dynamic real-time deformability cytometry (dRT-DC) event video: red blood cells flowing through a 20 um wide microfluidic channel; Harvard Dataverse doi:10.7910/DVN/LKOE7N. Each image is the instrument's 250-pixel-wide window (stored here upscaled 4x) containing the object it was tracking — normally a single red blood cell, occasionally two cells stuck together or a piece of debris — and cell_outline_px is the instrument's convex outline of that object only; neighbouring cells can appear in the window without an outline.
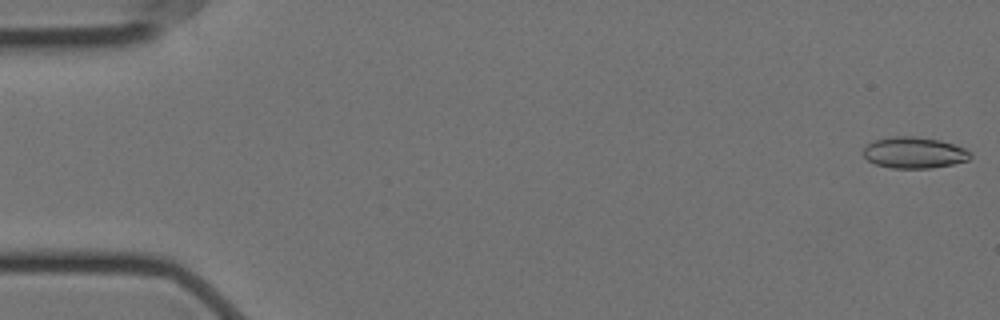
{"species": "Egyptian fruit bat (a non-hibernating species)", "species_latin": "Rousettus aegyptiacus", "temperature_condition": "cold", "stored_images_in_passage": 58, "camera_frame_rate_fps": 3000, "um_per_image_px": 0.085, "animal": {"sex": "female"}, "frame": {"image": 1, "passage_image": 1, "time_ms": 0.0, "image_size_px": [1000, 320], "cell_outline_px": [[972, 156], [968, 160], [952, 164], [932, 168], [892, 168], [876, 164], [868, 160], [864, 156], [864, 148], [868, 144], [876, 140], [892, 136], [912, 136], [940, 140], [964, 148], [972, 152]], "centroid_in_image_um": [77.73, 12.98], "position_along_channel_um": 7.3, "area_um2": 19.36}}
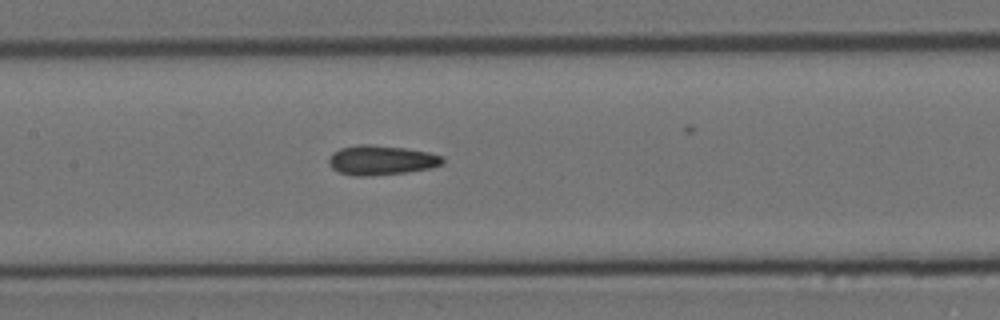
{"frame": {"image": 2, "passage_image": 27, "time_ms": 8.667, "image_size_px": [1000, 320], "cell_outline_px": [[444, 164], [432, 168], [404, 172], [368, 176], [356, 176], [340, 172], [332, 168], [328, 164], [328, 160], [332, 152], [340, 148], [360, 144], [368, 144], [404, 148], [428, 152], [444, 156]], "centroid_in_image_um": [32.41, 13.61], "position_along_channel_um": 175.0, "area_um2": 19.65}}
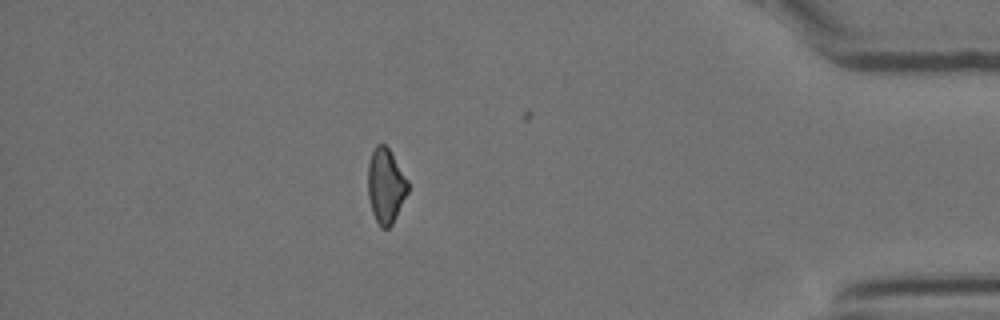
{"frame": {"image": 3, "passage_image": 50, "time_ms": 16.333, "image_size_px": [1000, 320], "cell_outline_px": [[408, 192], [392, 224], [388, 228], [380, 228], [372, 212], [368, 196], [368, 164], [372, 152], [376, 144], [384, 144], [388, 148], [408, 180]], "centroid_in_image_um": [32.78, 15.8], "position_along_channel_um": 402.4, "area_um2": 17.28}, "authors_computed_cell_mechanics": {"area_um2": 19.0162, "velocity_mm_per_s": 3.5376, "shape_relaxation_time_tau1_ms": null, "shape_relaxation_time_tau2_ms": 3.1213, "deformation_change_tau1": null, "deformation_change_tau2": 0.1142}}